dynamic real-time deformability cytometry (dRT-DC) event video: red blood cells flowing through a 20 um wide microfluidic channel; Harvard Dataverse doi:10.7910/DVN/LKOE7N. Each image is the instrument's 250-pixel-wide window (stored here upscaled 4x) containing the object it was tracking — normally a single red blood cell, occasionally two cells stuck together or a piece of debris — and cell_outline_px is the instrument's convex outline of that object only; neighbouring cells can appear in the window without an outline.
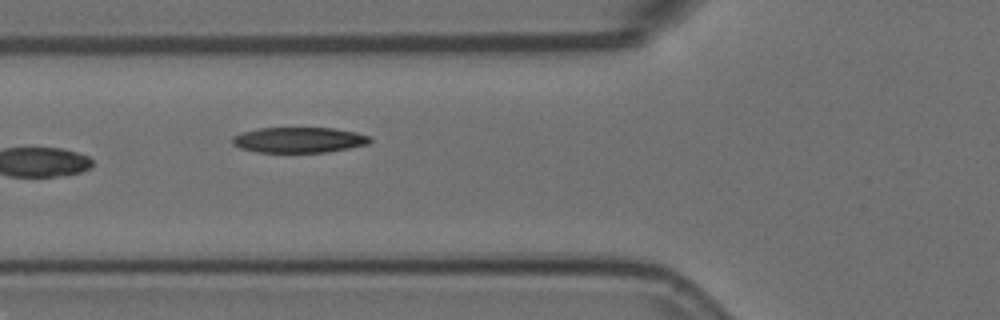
{"species": "Egyptian fruit bat (a non-hibernating species)", "species_latin": "Rousettus aegyptiacus", "temperature_condition": "room temperature", "stored_images_in_passage": 5, "camera_frame_rate_fps": 3000, "um_per_image_px": 0.085, "animal": {"sex": "female"}, "frame": {"image": 1, "passage_image": 5, "time_ms": 1.333, "image_size_px": [1000, 320], "cell_outline_px": [[372, 140], [368, 144], [328, 152], [256, 152], [240, 148], [232, 144], [232, 136], [244, 132], [260, 128], [336, 128], [356, 132], [368, 136]], "centroid_in_image_um": [25.41, 11.89], "position_along_channel_um": 100.4, "area_um2": 20.4}}